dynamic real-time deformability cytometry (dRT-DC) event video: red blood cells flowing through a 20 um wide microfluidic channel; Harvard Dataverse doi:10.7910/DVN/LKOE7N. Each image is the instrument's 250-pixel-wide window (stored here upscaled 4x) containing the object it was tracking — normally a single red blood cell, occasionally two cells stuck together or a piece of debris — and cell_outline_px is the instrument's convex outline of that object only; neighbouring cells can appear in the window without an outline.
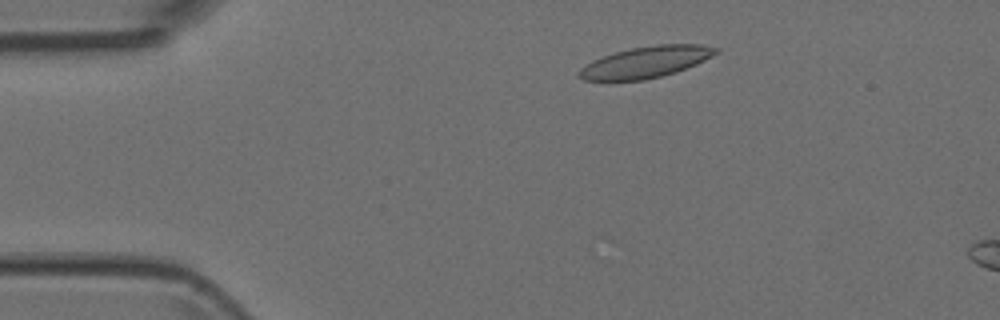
{"species": "Egyptian fruit bat (a non-hibernating species)", "species_latin": "Rousettus aegyptiacus", "temperature_condition": "room temperature", "stored_images_in_passage": 4, "camera_frame_rate_fps": 3000, "um_per_image_px": 0.085, "animal": {"sex": "female"}, "frame": {"image": 1, "passage_image": 2, "time_ms": 0.333, "image_size_px": [1000, 320], "cell_outline_px": [[720, 52], [696, 64], [676, 72], [644, 80], [584, 80], [576, 76], [580, 68], [592, 60], [600, 56], [632, 48], [656, 44], [700, 44], [720, 48]], "centroid_in_image_um": [54.9, 5.27], "position_along_channel_um": 30.1, "area_um2": 25.03}}